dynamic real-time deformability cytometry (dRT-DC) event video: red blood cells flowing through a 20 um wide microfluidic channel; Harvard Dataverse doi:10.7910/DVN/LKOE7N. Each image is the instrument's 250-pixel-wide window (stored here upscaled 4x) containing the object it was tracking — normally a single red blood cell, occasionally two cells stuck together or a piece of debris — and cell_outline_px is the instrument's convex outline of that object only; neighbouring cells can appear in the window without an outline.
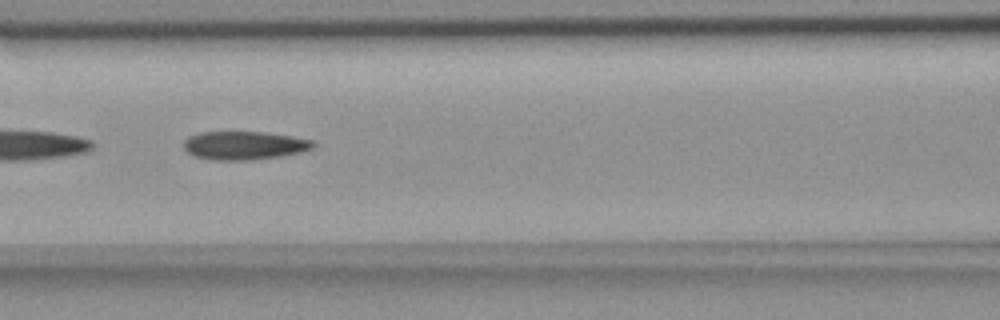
{"species": "common noctule bat (a hibernating species)", "species_latin": "Nyctalus noctula", "temperature_condition": "room temperature", "stored_images_in_passage": 41, "camera_frame_rate_fps": 3000, "um_per_image_px": 0.085, "animal": {"sex": "female", "body_mass_g": 18.4}, "frame": {"image": 1, "passage_image": 10, "time_ms": 3.0, "image_size_px": [1000, 320], "cell_outline_px": [[316, 144], [312, 148], [300, 152], [280, 156], [244, 160], [216, 160], [196, 156], [188, 152], [184, 148], [184, 140], [188, 136], [200, 132], [264, 132], [292, 136], [312, 140]], "centroid_in_image_um": [20.75, 12.35], "position_along_channel_um": 145.8, "area_um2": 21.21}}
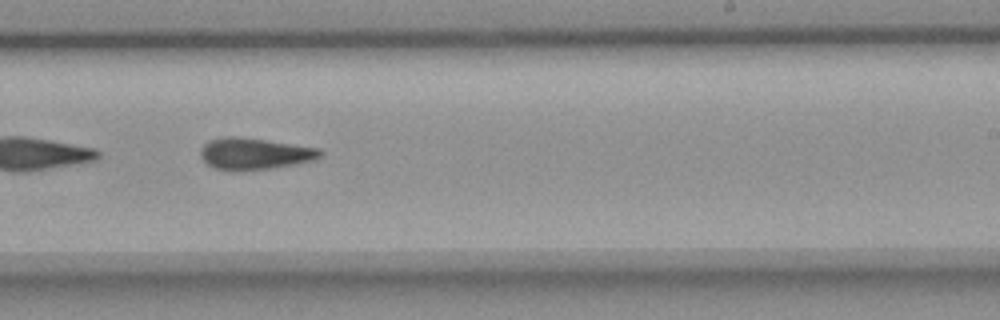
{"frame": {"image": 2, "passage_image": 20, "time_ms": 6.333, "image_size_px": [1000, 320], "cell_outline_px": [[324, 152], [320, 156], [312, 160], [272, 168], [240, 172], [232, 172], [212, 168], [200, 156], [200, 148], [208, 140], [224, 136], [236, 136], [320, 148]], "centroid_in_image_um": [21.56, 13.08], "position_along_channel_um": 267.4, "area_um2": 22.25}}
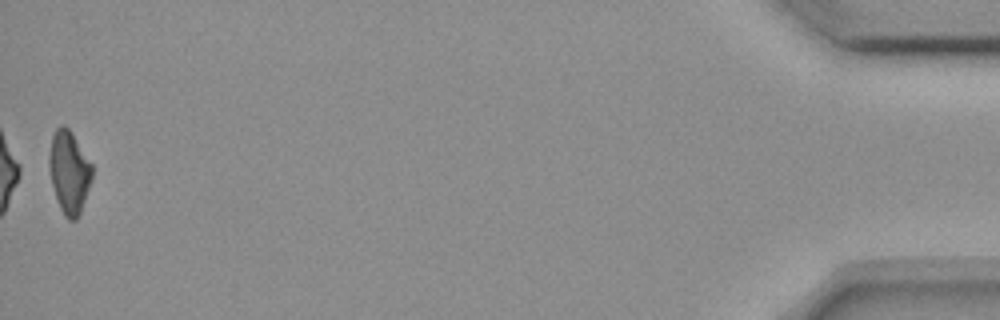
{"frame": {"image": 3, "passage_image": 41, "time_ms": 13.333, "image_size_px": [1000, 320], "cell_outline_px": [[92, 180], [80, 212], [76, 220], [68, 220], [64, 216], [56, 200], [52, 184], [48, 164], [48, 156], [52, 136], [56, 128], [64, 124], [68, 128], [92, 164]], "centroid_in_image_um": [5.86, 14.64], "position_along_channel_um": 429.3, "area_um2": 20.58}, "authors_computed_cell_mechanics": {"area_um2": 21.4438, "velocity_mm_per_s": 3.6639, "shape_relaxation_time_tau1_ms": null, "shape_relaxation_time_tau2_ms": 10.2933, "deformation_change_tau1": null, "deformation_change_tau2": 0.2296}}